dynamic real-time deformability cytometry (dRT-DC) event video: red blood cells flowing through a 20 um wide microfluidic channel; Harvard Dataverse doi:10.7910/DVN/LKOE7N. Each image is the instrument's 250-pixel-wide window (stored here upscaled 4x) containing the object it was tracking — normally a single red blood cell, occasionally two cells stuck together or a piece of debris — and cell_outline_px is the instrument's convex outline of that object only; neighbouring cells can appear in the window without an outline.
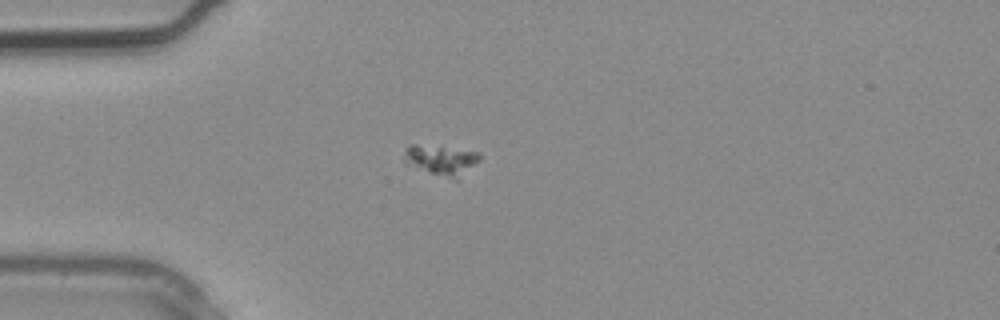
{"species": "common noctule bat (a hibernating species)", "species_latin": "Nyctalus noctula", "temperature_condition": "warm", "stored_images_in_passage": 2, "camera_frame_rate_fps": 3000, "um_per_image_px": 0.085, "animal": {"sex": "male", "body_mass_g": 20.4}, "frame": {"image": 1, "passage_image": 2, "time_ms": 0.333, "image_size_px": [1000, 320], "cell_outline_px": [[480, 160], [460, 180], [456, 180], [404, 164], [404, 152], [408, 144], [416, 144], [480, 152]], "centroid_in_image_um": [37.51, 13.62], "position_along_channel_um": 47.5, "area_um2": 13.35}}